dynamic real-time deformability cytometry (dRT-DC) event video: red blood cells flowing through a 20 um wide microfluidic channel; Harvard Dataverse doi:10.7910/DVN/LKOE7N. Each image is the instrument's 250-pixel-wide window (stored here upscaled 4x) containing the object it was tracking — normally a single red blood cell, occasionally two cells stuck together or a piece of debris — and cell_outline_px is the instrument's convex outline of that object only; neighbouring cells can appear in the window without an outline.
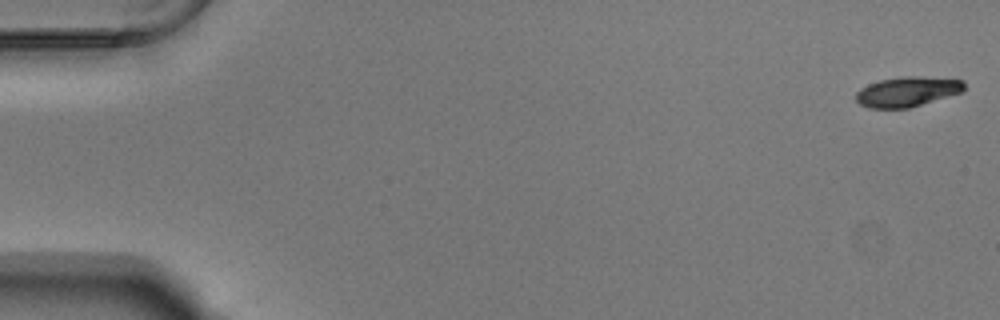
{"species": "Egyptian fruit bat (a non-hibernating species)", "species_latin": "Rousettus aegyptiacus", "temperature_condition": "warm", "stored_images_in_passage": 54, "camera_frame_rate_fps": 3000, "um_per_image_px": 0.085, "animal": {"sex": "male"}, "frame": {"image": 1, "passage_image": 1, "time_ms": 0.0, "image_size_px": [1000, 320], "cell_outline_px": [[964, 92], [908, 108], [868, 108], [860, 104], [856, 100], [856, 92], [860, 88], [868, 84], [880, 80], [900, 76], [916, 76], [964, 80]], "centroid_in_image_um": [77.11, 7.79], "position_along_channel_um": 7.9, "area_um2": 18.96}}
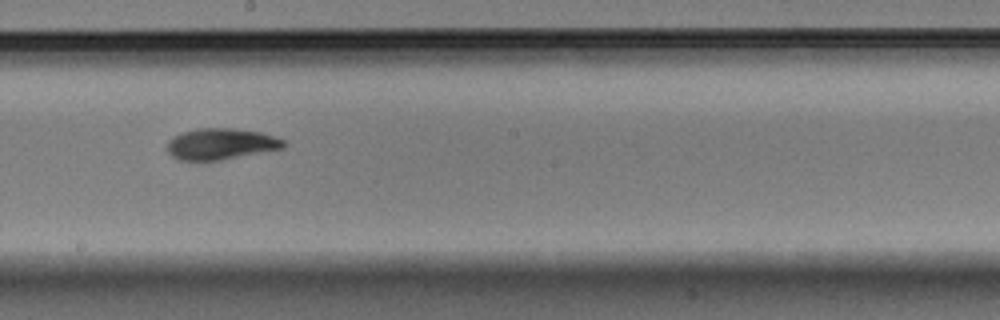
{"frame": {"image": 2, "passage_image": 31, "time_ms": 10.0, "image_size_px": [1000, 320], "cell_outline_px": [[288, 144], [284, 148], [220, 160], [180, 160], [172, 156], [168, 152], [168, 140], [172, 136], [180, 132], [196, 128], [232, 128], [260, 132], [284, 140]], "centroid_in_image_um": [18.76, 12.22], "position_along_channel_um": 229.4, "area_um2": 21.21}}
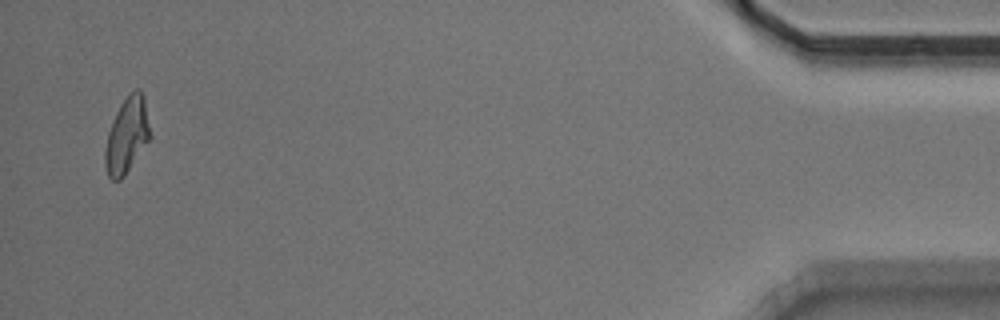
{"frame": {"image": 3, "passage_image": 53, "time_ms": 17.333, "image_size_px": [1000, 320], "cell_outline_px": [[152, 136], [124, 176], [120, 180], [112, 180], [108, 176], [104, 164], [104, 152], [108, 132], [112, 120], [116, 112], [124, 100], [136, 88], [140, 88], [144, 96]], "centroid_in_image_um": [10.79, 11.51], "position_along_channel_um": 424.4, "area_um2": 19.88}, "authors_computed_cell_mechanics": {"area_um2": 20.23, "velocity_mm_per_s": 3.7562, "shape_relaxation_time_tau1_ms": 3.6281, "shape_relaxation_time_tau2_ms": 2.5282, "deformation_change_tau1": 0.1686, "deformation_change_tau2": 0.0851}}